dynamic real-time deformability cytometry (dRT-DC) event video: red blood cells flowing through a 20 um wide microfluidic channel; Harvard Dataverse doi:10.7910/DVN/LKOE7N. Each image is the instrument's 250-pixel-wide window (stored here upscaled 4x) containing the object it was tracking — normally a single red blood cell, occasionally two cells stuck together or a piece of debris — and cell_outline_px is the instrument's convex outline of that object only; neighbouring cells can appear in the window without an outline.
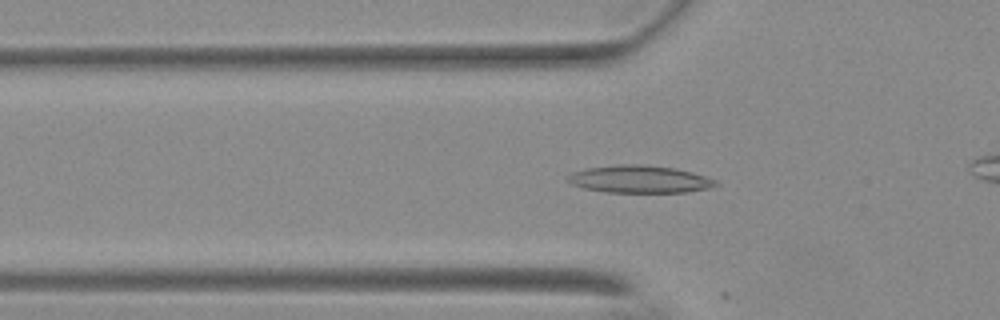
{"species": "Egyptian fruit bat (a non-hibernating species)", "species_latin": "Rousettus aegyptiacus", "temperature_condition": "warm", "stored_images_in_passage": 11, "camera_frame_rate_fps": 3000, "um_per_image_px": 0.085, "animal": {"sex": "female"}, "frame": {"image": 1, "passage_image": 6, "time_ms": 1.667, "image_size_px": [1000, 320], "cell_outline_px": [[720, 184], [712, 188], [688, 192], [604, 192], [584, 188], [572, 184], [564, 180], [564, 176], [572, 172], [588, 168], [620, 164], [640, 164], [672, 168], [692, 172], [716, 180]], "centroid_in_image_um": [54.34, 15.24], "position_along_channel_um": 71.5, "area_um2": 23.81}}
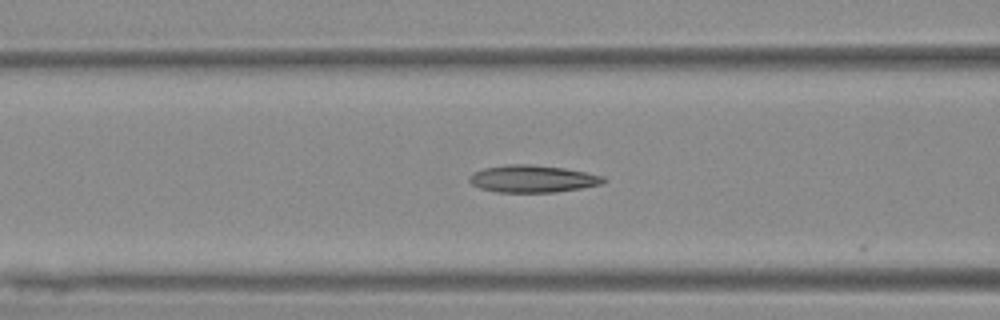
{"frame": {"image": 2, "passage_image": 10, "time_ms": 3.0, "image_size_px": [1000, 320], "cell_outline_px": [[608, 180], [600, 184], [580, 188], [556, 192], [496, 192], [480, 188], [472, 184], [468, 180], [468, 176], [484, 168], [508, 164], [528, 164], [564, 168], [604, 176]], "centroid_in_image_um": [45.26, 15.2], "position_along_channel_um": 121.3, "area_um2": 21.15}}